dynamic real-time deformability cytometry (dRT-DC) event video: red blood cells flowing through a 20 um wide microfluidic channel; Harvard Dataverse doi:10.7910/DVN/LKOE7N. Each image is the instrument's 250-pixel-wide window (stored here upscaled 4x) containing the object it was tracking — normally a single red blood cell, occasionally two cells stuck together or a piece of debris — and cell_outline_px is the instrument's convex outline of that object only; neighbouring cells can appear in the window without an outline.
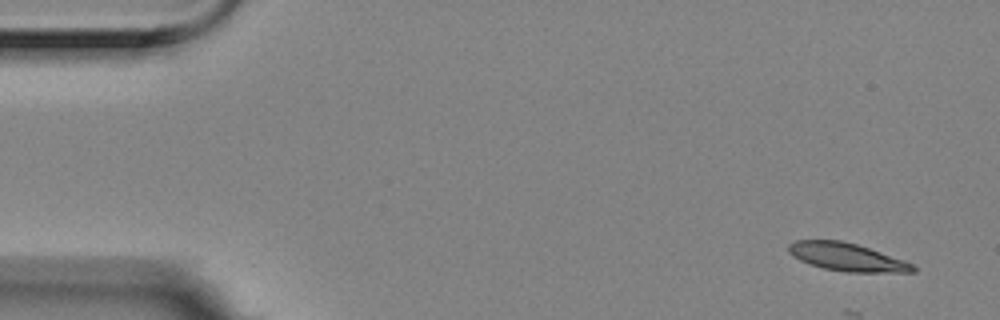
{"species": "Egyptian fruit bat (a non-hibernating species)", "species_latin": "Rousettus aegyptiacus", "temperature_condition": "room temperature", "stored_images_in_passage": 5, "camera_frame_rate_fps": 3000, "um_per_image_px": 0.085, "animal": {"sex": "female"}, "frame": {"image": 1, "passage_image": 1, "time_ms": 0.0, "image_size_px": [1000, 320], "cell_outline_px": [[916, 272], [844, 272], [824, 268], [800, 260], [792, 256], [788, 252], [788, 244], [796, 240], [840, 240], [856, 244], [904, 260], [912, 264], [916, 268]], "centroid_in_image_um": [71.97, 21.85], "position_along_channel_um": 13.0, "area_um2": 20.06}}